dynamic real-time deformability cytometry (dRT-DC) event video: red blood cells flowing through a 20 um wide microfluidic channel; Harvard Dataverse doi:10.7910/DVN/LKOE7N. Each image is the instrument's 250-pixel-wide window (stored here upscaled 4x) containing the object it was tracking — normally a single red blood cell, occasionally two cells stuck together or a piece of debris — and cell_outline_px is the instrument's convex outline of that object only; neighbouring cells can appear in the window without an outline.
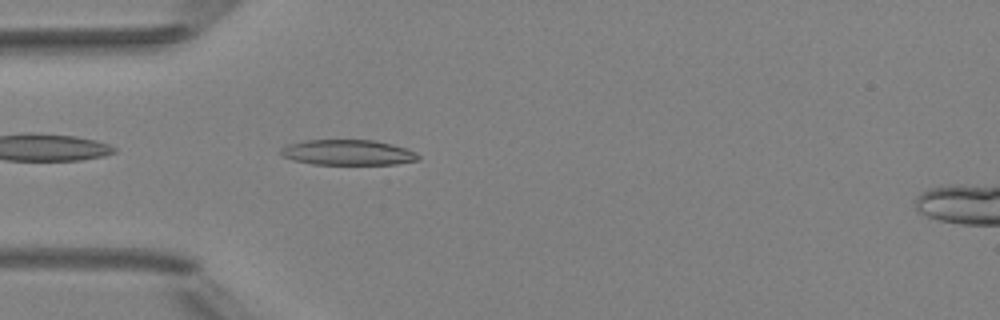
{"species": "Egyptian fruit bat (a non-hibernating species)", "species_latin": "Rousettus aegyptiacus", "temperature_condition": "room temperature", "stored_images_in_passage": 3, "camera_frame_rate_fps": 3000, "um_per_image_px": 0.085, "animal": {"sex": "female"}, "frame": {"image": 1, "passage_image": 3, "time_ms": 3.333, "image_size_px": [1000, 320], "cell_outline_px": [[420, 160], [396, 164], [312, 164], [292, 160], [284, 156], [280, 152], [280, 148], [288, 144], [308, 140], [372, 140], [392, 144], [416, 152], [420, 156]], "centroid_in_image_um": [29.58, 12.96], "position_along_channel_um": 55.4, "area_um2": 20.29}}